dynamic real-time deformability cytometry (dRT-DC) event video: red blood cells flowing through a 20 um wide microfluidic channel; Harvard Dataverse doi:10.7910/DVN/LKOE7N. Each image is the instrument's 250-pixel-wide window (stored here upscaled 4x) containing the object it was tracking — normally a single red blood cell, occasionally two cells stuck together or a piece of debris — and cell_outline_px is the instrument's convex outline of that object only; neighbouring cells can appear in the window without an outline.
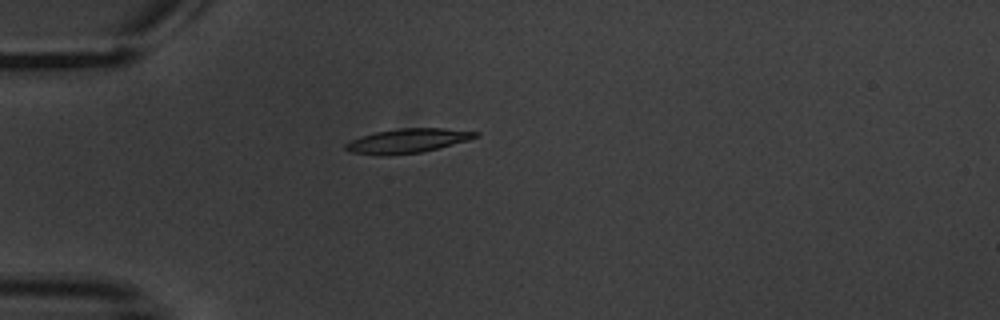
{"species": "common noctule bat (a hibernating species)", "species_latin": "Nyctalus noctula", "temperature_condition": "warm", "stored_images_in_passage": 1, "camera_frame_rate_fps": 3000, "um_per_image_px": 0.085, "animal": {"sex": "male", "body_mass_g": 20.1, "forearm_length_mm": 53.5}, "frame": {"image": 1, "passage_image": 1, "time_ms": 0.0, "image_size_px": [1000, 320], "cell_outline_px": [[480, 136], [468, 140], [420, 152], [384, 156], [380, 156], [352, 152], [344, 148], [344, 144], [360, 136], [376, 132], [400, 128], [444, 128], [480, 132]], "centroid_in_image_um": [34.63, 11.96], "position_along_channel_um": 50.4, "area_um2": 18.26}}